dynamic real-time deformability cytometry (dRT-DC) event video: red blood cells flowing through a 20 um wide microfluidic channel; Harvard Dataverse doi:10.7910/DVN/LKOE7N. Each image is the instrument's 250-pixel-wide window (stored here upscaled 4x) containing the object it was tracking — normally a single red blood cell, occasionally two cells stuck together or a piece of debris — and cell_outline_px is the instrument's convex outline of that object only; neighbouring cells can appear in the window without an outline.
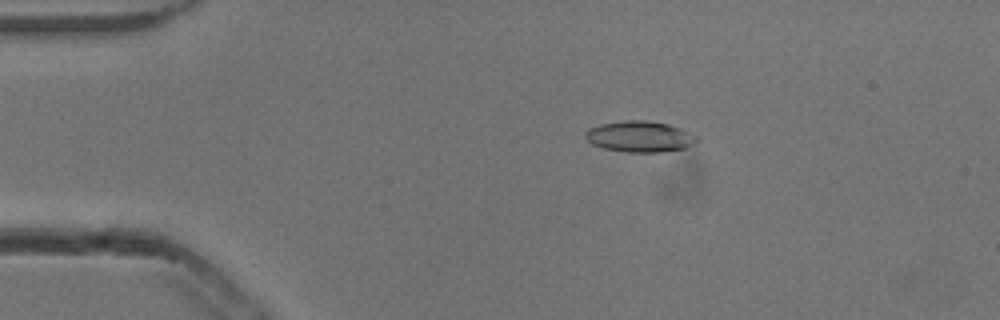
{"species": "common noctule bat (a hibernating species)", "species_latin": "Nyctalus noctula", "temperature_condition": "cold", "stored_images_in_passage": 53, "camera_frame_rate_fps": 3000, "um_per_image_px": 0.085, "animal": {"sex": "male", "body_mass_g": 13.3}, "frame": {"image": 1, "passage_image": 10, "time_ms": 3.0, "image_size_px": [1000, 320], "cell_outline_px": [[700, 140], [684, 148], [660, 152], [628, 152], [604, 148], [592, 144], [584, 136], [584, 132], [588, 128], [600, 124], [624, 120], [644, 120], [668, 124], [680, 128], [696, 136]], "centroid_in_image_um": [54.35, 11.6], "position_along_channel_um": 30.7, "area_um2": 20.06}}
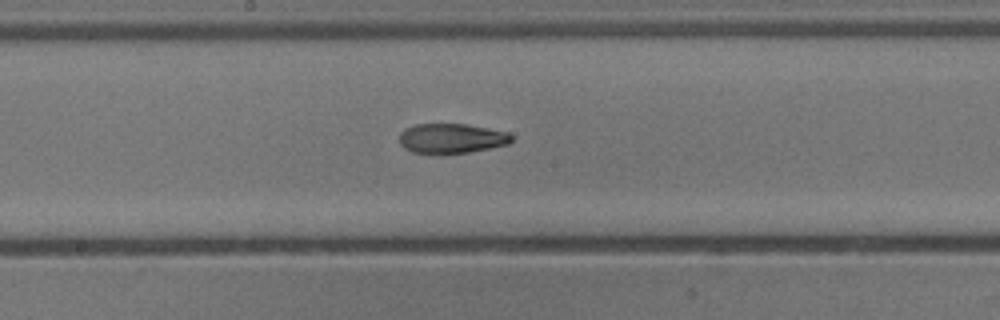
{"frame": {"image": 2, "passage_image": 28, "time_ms": 9.0, "image_size_px": [1000, 320], "cell_outline_px": [[512, 140], [508, 144], [468, 152], [412, 152], [404, 148], [400, 144], [400, 132], [404, 128], [416, 124], [468, 124], [508, 132], [512, 136]], "centroid_in_image_um": [38.37, 11.73], "position_along_channel_um": 209.8, "area_um2": 19.13}}
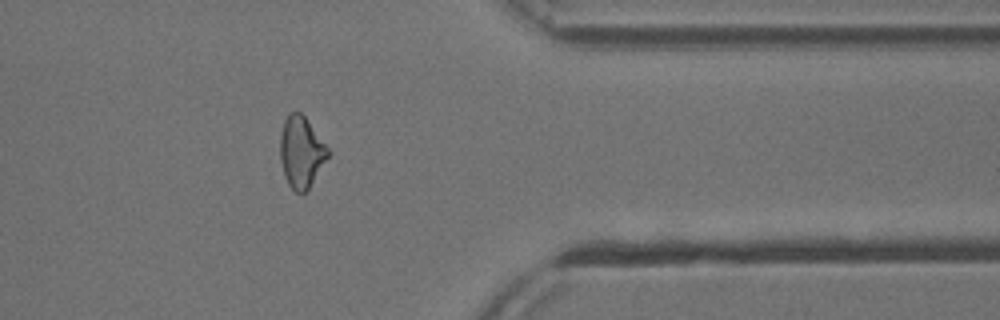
{"frame": {"image": 3, "passage_image": 43, "time_ms": 14.0, "image_size_px": [1000, 320], "cell_outline_px": [[332, 152], [308, 188], [304, 192], [296, 192], [288, 184], [284, 176], [280, 160], [280, 136], [284, 120], [288, 112], [300, 112], [304, 116]], "centroid_in_image_um": [25.6, 12.9], "position_along_channel_um": 385.8, "area_um2": 19.83}, "authors_computed_cell_mechanics": {"area_um2": 20.0566, "velocity_mm_per_s": 3.8251, "shape_relaxation_time_tau1_ms": null, "shape_relaxation_time_tau2_ms": 3.4722, "deformation_change_tau1": null, "deformation_change_tau2": 0.1066}}